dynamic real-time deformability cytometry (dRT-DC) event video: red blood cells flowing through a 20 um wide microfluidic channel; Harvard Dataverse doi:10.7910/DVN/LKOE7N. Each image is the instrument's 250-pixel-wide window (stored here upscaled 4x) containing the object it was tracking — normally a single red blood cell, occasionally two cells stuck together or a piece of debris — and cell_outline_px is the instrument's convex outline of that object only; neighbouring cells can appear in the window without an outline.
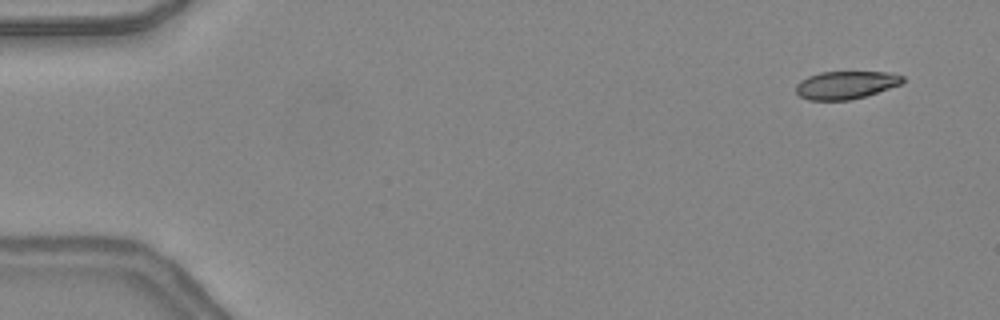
{"species": "common noctule bat (a hibernating species)", "species_latin": "Nyctalus noctula", "temperature_condition": "warm", "stored_images_in_passage": 45, "camera_frame_rate_fps": 3000, "um_per_image_px": 0.085, "animal": {"sex": "female", "body_mass_g": 24.6, "forearm_length_mm": 56.2}, "frame": {"image": 1, "passage_image": 1, "time_ms": 0.0, "image_size_px": [1000, 320], "cell_outline_px": [[904, 80], [900, 84], [864, 96], [848, 100], [808, 100], [800, 96], [796, 92], [796, 84], [800, 80], [808, 76], [820, 72], [888, 72], [904, 76]], "centroid_in_image_um": [71.85, 7.21], "position_along_channel_um": 13.1, "area_um2": 17.17}}
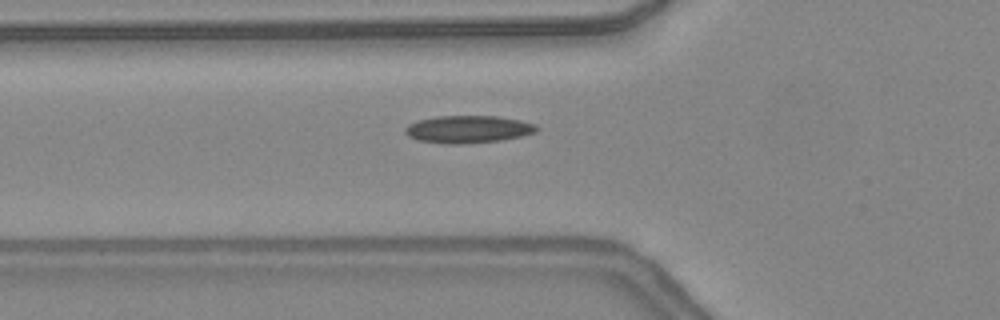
{"frame": {"image": 2, "passage_image": 15, "time_ms": 4.667, "image_size_px": [1000, 320], "cell_outline_px": [[540, 128], [536, 132], [520, 136], [500, 140], [460, 144], [448, 144], [416, 140], [408, 136], [404, 132], [404, 128], [408, 124], [416, 120], [436, 116], [496, 116], [520, 120], [536, 124]], "centroid_in_image_um": [39.75, 10.98], "position_along_channel_um": 86.0, "area_um2": 21.15}}
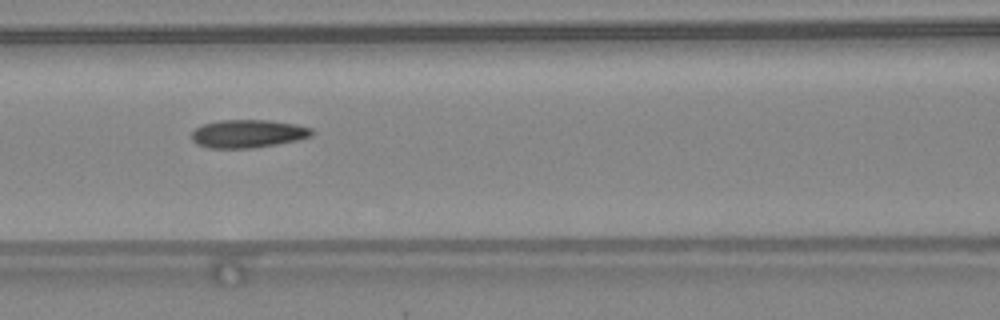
{"frame": {"image": 3, "passage_image": 19, "time_ms": 6.0, "image_size_px": [1000, 320], "cell_outline_px": [[316, 132], [312, 136], [296, 140], [276, 144], [252, 148], [208, 148], [196, 144], [192, 140], [192, 132], [196, 128], [204, 124], [220, 120], [268, 120], [296, 124], [312, 128]], "centroid_in_image_um": [21.09, 11.36], "position_along_channel_um": 145.5, "area_um2": 19.71}, "authors_computed_cell_mechanics": {"area_um2": 19.1896, "velocity_mm_per_s": 4.3831, "shape_relaxation_time_tau1_ms": null, "shape_relaxation_time_tau2_ms": 3.0426, "deformation_change_tau1": null, "deformation_change_tau2": 0.0997}}